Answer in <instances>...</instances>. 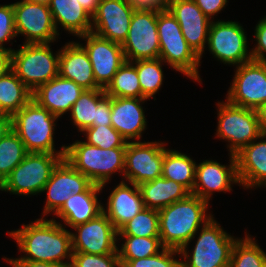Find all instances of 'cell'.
<instances>
[{
    "label": "cell",
    "instance_id": "40",
    "mask_svg": "<svg viewBox=\"0 0 266 267\" xmlns=\"http://www.w3.org/2000/svg\"><path fill=\"white\" fill-rule=\"evenodd\" d=\"M119 260L118 254L95 255L73 252L70 267H115Z\"/></svg>",
    "mask_w": 266,
    "mask_h": 267
},
{
    "label": "cell",
    "instance_id": "14",
    "mask_svg": "<svg viewBox=\"0 0 266 267\" xmlns=\"http://www.w3.org/2000/svg\"><path fill=\"white\" fill-rule=\"evenodd\" d=\"M122 49L126 61L159 58L157 12L134 11Z\"/></svg>",
    "mask_w": 266,
    "mask_h": 267
},
{
    "label": "cell",
    "instance_id": "18",
    "mask_svg": "<svg viewBox=\"0 0 266 267\" xmlns=\"http://www.w3.org/2000/svg\"><path fill=\"white\" fill-rule=\"evenodd\" d=\"M230 164H220L217 160H204L196 165L194 195L210 203L214 192H231L233 185L241 186L235 155H229Z\"/></svg>",
    "mask_w": 266,
    "mask_h": 267
},
{
    "label": "cell",
    "instance_id": "9",
    "mask_svg": "<svg viewBox=\"0 0 266 267\" xmlns=\"http://www.w3.org/2000/svg\"><path fill=\"white\" fill-rule=\"evenodd\" d=\"M216 138L228 142L229 154H237L261 134L257 111L218 101Z\"/></svg>",
    "mask_w": 266,
    "mask_h": 267
},
{
    "label": "cell",
    "instance_id": "34",
    "mask_svg": "<svg viewBox=\"0 0 266 267\" xmlns=\"http://www.w3.org/2000/svg\"><path fill=\"white\" fill-rule=\"evenodd\" d=\"M118 242L123 241L121 247L118 245V257L120 260H134L147 258L159 253L164 247L160 237H135L130 235H118ZM120 248V249H119Z\"/></svg>",
    "mask_w": 266,
    "mask_h": 267
},
{
    "label": "cell",
    "instance_id": "2",
    "mask_svg": "<svg viewBox=\"0 0 266 267\" xmlns=\"http://www.w3.org/2000/svg\"><path fill=\"white\" fill-rule=\"evenodd\" d=\"M209 203L197 195L189 194L159 210L160 241L164 248L189 249L195 233L213 214L208 212Z\"/></svg>",
    "mask_w": 266,
    "mask_h": 267
},
{
    "label": "cell",
    "instance_id": "26",
    "mask_svg": "<svg viewBox=\"0 0 266 267\" xmlns=\"http://www.w3.org/2000/svg\"><path fill=\"white\" fill-rule=\"evenodd\" d=\"M102 192L101 185L93 183L85 192L72 194L54 216L65 228L86 223L103 212V202L98 199Z\"/></svg>",
    "mask_w": 266,
    "mask_h": 267
},
{
    "label": "cell",
    "instance_id": "17",
    "mask_svg": "<svg viewBox=\"0 0 266 267\" xmlns=\"http://www.w3.org/2000/svg\"><path fill=\"white\" fill-rule=\"evenodd\" d=\"M78 39L88 53L97 85L106 89L120 66L126 61L122 45L102 38L93 32L81 35Z\"/></svg>",
    "mask_w": 266,
    "mask_h": 267
},
{
    "label": "cell",
    "instance_id": "10",
    "mask_svg": "<svg viewBox=\"0 0 266 267\" xmlns=\"http://www.w3.org/2000/svg\"><path fill=\"white\" fill-rule=\"evenodd\" d=\"M246 33L239 22L214 20L209 28L207 50L220 63L237 67L252 60Z\"/></svg>",
    "mask_w": 266,
    "mask_h": 267
},
{
    "label": "cell",
    "instance_id": "51",
    "mask_svg": "<svg viewBox=\"0 0 266 267\" xmlns=\"http://www.w3.org/2000/svg\"><path fill=\"white\" fill-rule=\"evenodd\" d=\"M29 2H35V3H41V4H46L48 5L50 3L51 0H26Z\"/></svg>",
    "mask_w": 266,
    "mask_h": 267
},
{
    "label": "cell",
    "instance_id": "45",
    "mask_svg": "<svg viewBox=\"0 0 266 267\" xmlns=\"http://www.w3.org/2000/svg\"><path fill=\"white\" fill-rule=\"evenodd\" d=\"M111 97L105 96L97 105L96 121L92 126H111Z\"/></svg>",
    "mask_w": 266,
    "mask_h": 267
},
{
    "label": "cell",
    "instance_id": "13",
    "mask_svg": "<svg viewBox=\"0 0 266 267\" xmlns=\"http://www.w3.org/2000/svg\"><path fill=\"white\" fill-rule=\"evenodd\" d=\"M17 36L25 44L54 43L59 38L49 5L21 0L13 3Z\"/></svg>",
    "mask_w": 266,
    "mask_h": 267
},
{
    "label": "cell",
    "instance_id": "23",
    "mask_svg": "<svg viewBox=\"0 0 266 267\" xmlns=\"http://www.w3.org/2000/svg\"><path fill=\"white\" fill-rule=\"evenodd\" d=\"M235 158L242 188H266V134L243 147Z\"/></svg>",
    "mask_w": 266,
    "mask_h": 267
},
{
    "label": "cell",
    "instance_id": "22",
    "mask_svg": "<svg viewBox=\"0 0 266 267\" xmlns=\"http://www.w3.org/2000/svg\"><path fill=\"white\" fill-rule=\"evenodd\" d=\"M83 91L84 89L74 81L58 75L38 86L32 92V99L39 106L61 118L67 112L70 113L72 105Z\"/></svg>",
    "mask_w": 266,
    "mask_h": 267
},
{
    "label": "cell",
    "instance_id": "3",
    "mask_svg": "<svg viewBox=\"0 0 266 267\" xmlns=\"http://www.w3.org/2000/svg\"><path fill=\"white\" fill-rule=\"evenodd\" d=\"M60 119L31 99L12 116V129L24 143L27 152L65 154L66 146L55 149V126Z\"/></svg>",
    "mask_w": 266,
    "mask_h": 267
},
{
    "label": "cell",
    "instance_id": "49",
    "mask_svg": "<svg viewBox=\"0 0 266 267\" xmlns=\"http://www.w3.org/2000/svg\"><path fill=\"white\" fill-rule=\"evenodd\" d=\"M78 1L91 17L95 14L97 6L100 3V0H78Z\"/></svg>",
    "mask_w": 266,
    "mask_h": 267
},
{
    "label": "cell",
    "instance_id": "20",
    "mask_svg": "<svg viewBox=\"0 0 266 267\" xmlns=\"http://www.w3.org/2000/svg\"><path fill=\"white\" fill-rule=\"evenodd\" d=\"M168 10L179 23L188 45L200 57L201 64L212 21L201 11L194 0H170Z\"/></svg>",
    "mask_w": 266,
    "mask_h": 267
},
{
    "label": "cell",
    "instance_id": "29",
    "mask_svg": "<svg viewBox=\"0 0 266 267\" xmlns=\"http://www.w3.org/2000/svg\"><path fill=\"white\" fill-rule=\"evenodd\" d=\"M32 99V91L10 70L0 77V113L13 116Z\"/></svg>",
    "mask_w": 266,
    "mask_h": 267
},
{
    "label": "cell",
    "instance_id": "30",
    "mask_svg": "<svg viewBox=\"0 0 266 267\" xmlns=\"http://www.w3.org/2000/svg\"><path fill=\"white\" fill-rule=\"evenodd\" d=\"M196 165V161L187 154L168 148L164 153L162 176L182 184L192 192Z\"/></svg>",
    "mask_w": 266,
    "mask_h": 267
},
{
    "label": "cell",
    "instance_id": "42",
    "mask_svg": "<svg viewBox=\"0 0 266 267\" xmlns=\"http://www.w3.org/2000/svg\"><path fill=\"white\" fill-rule=\"evenodd\" d=\"M256 45L251 49L252 60L266 62V16L254 28Z\"/></svg>",
    "mask_w": 266,
    "mask_h": 267
},
{
    "label": "cell",
    "instance_id": "33",
    "mask_svg": "<svg viewBox=\"0 0 266 267\" xmlns=\"http://www.w3.org/2000/svg\"><path fill=\"white\" fill-rule=\"evenodd\" d=\"M229 267H266V252L247 231L235 242Z\"/></svg>",
    "mask_w": 266,
    "mask_h": 267
},
{
    "label": "cell",
    "instance_id": "8",
    "mask_svg": "<svg viewBox=\"0 0 266 267\" xmlns=\"http://www.w3.org/2000/svg\"><path fill=\"white\" fill-rule=\"evenodd\" d=\"M64 156L65 154L28 152L0 185V191L28 197L39 195Z\"/></svg>",
    "mask_w": 266,
    "mask_h": 267
},
{
    "label": "cell",
    "instance_id": "35",
    "mask_svg": "<svg viewBox=\"0 0 266 267\" xmlns=\"http://www.w3.org/2000/svg\"><path fill=\"white\" fill-rule=\"evenodd\" d=\"M27 153L24 143L13 129L0 140V185Z\"/></svg>",
    "mask_w": 266,
    "mask_h": 267
},
{
    "label": "cell",
    "instance_id": "7",
    "mask_svg": "<svg viewBox=\"0 0 266 267\" xmlns=\"http://www.w3.org/2000/svg\"><path fill=\"white\" fill-rule=\"evenodd\" d=\"M51 45L23 43L12 50L11 70L32 92L59 75L60 49L53 53Z\"/></svg>",
    "mask_w": 266,
    "mask_h": 267
},
{
    "label": "cell",
    "instance_id": "28",
    "mask_svg": "<svg viewBox=\"0 0 266 267\" xmlns=\"http://www.w3.org/2000/svg\"><path fill=\"white\" fill-rule=\"evenodd\" d=\"M138 187L144 207L158 211L191 194L182 184L165 179L163 176L141 183Z\"/></svg>",
    "mask_w": 266,
    "mask_h": 267
},
{
    "label": "cell",
    "instance_id": "31",
    "mask_svg": "<svg viewBox=\"0 0 266 267\" xmlns=\"http://www.w3.org/2000/svg\"><path fill=\"white\" fill-rule=\"evenodd\" d=\"M106 96L104 89L84 90L72 105L71 120L73 126L81 133L96 121L97 105Z\"/></svg>",
    "mask_w": 266,
    "mask_h": 267
},
{
    "label": "cell",
    "instance_id": "16",
    "mask_svg": "<svg viewBox=\"0 0 266 267\" xmlns=\"http://www.w3.org/2000/svg\"><path fill=\"white\" fill-rule=\"evenodd\" d=\"M93 182L76 170L65 158L54 168L42 194L46 193V202L41 218L53 215L63 206L72 194L85 192Z\"/></svg>",
    "mask_w": 266,
    "mask_h": 267
},
{
    "label": "cell",
    "instance_id": "52",
    "mask_svg": "<svg viewBox=\"0 0 266 267\" xmlns=\"http://www.w3.org/2000/svg\"><path fill=\"white\" fill-rule=\"evenodd\" d=\"M115 267H129L127 263H124L122 261H118Z\"/></svg>",
    "mask_w": 266,
    "mask_h": 267
},
{
    "label": "cell",
    "instance_id": "47",
    "mask_svg": "<svg viewBox=\"0 0 266 267\" xmlns=\"http://www.w3.org/2000/svg\"><path fill=\"white\" fill-rule=\"evenodd\" d=\"M12 66V51L0 48V77L7 74Z\"/></svg>",
    "mask_w": 266,
    "mask_h": 267
},
{
    "label": "cell",
    "instance_id": "36",
    "mask_svg": "<svg viewBox=\"0 0 266 267\" xmlns=\"http://www.w3.org/2000/svg\"><path fill=\"white\" fill-rule=\"evenodd\" d=\"M160 59H147L134 61L137 69L139 83L142 91V98H154L163 85L164 73L163 64Z\"/></svg>",
    "mask_w": 266,
    "mask_h": 267
},
{
    "label": "cell",
    "instance_id": "48",
    "mask_svg": "<svg viewBox=\"0 0 266 267\" xmlns=\"http://www.w3.org/2000/svg\"><path fill=\"white\" fill-rule=\"evenodd\" d=\"M12 130V116L0 113V140Z\"/></svg>",
    "mask_w": 266,
    "mask_h": 267
},
{
    "label": "cell",
    "instance_id": "5",
    "mask_svg": "<svg viewBox=\"0 0 266 267\" xmlns=\"http://www.w3.org/2000/svg\"><path fill=\"white\" fill-rule=\"evenodd\" d=\"M157 30L159 36V58L176 72L202 84L199 67L200 57L188 45L180 25L167 10L157 13Z\"/></svg>",
    "mask_w": 266,
    "mask_h": 267
},
{
    "label": "cell",
    "instance_id": "37",
    "mask_svg": "<svg viewBox=\"0 0 266 267\" xmlns=\"http://www.w3.org/2000/svg\"><path fill=\"white\" fill-rule=\"evenodd\" d=\"M118 235L160 237L159 211L145 207L118 230Z\"/></svg>",
    "mask_w": 266,
    "mask_h": 267
},
{
    "label": "cell",
    "instance_id": "46",
    "mask_svg": "<svg viewBox=\"0 0 266 267\" xmlns=\"http://www.w3.org/2000/svg\"><path fill=\"white\" fill-rule=\"evenodd\" d=\"M4 261L9 263L11 267H68L58 264H52L47 262H38V261H9V257L2 258Z\"/></svg>",
    "mask_w": 266,
    "mask_h": 267
},
{
    "label": "cell",
    "instance_id": "19",
    "mask_svg": "<svg viewBox=\"0 0 266 267\" xmlns=\"http://www.w3.org/2000/svg\"><path fill=\"white\" fill-rule=\"evenodd\" d=\"M134 13L127 0H100L92 16V30L96 35L123 44Z\"/></svg>",
    "mask_w": 266,
    "mask_h": 267
},
{
    "label": "cell",
    "instance_id": "4",
    "mask_svg": "<svg viewBox=\"0 0 266 267\" xmlns=\"http://www.w3.org/2000/svg\"><path fill=\"white\" fill-rule=\"evenodd\" d=\"M126 147L103 149L76 140L66 146L64 158L101 189L111 182L113 174L124 172ZM110 181V182H109Z\"/></svg>",
    "mask_w": 266,
    "mask_h": 267
},
{
    "label": "cell",
    "instance_id": "39",
    "mask_svg": "<svg viewBox=\"0 0 266 267\" xmlns=\"http://www.w3.org/2000/svg\"><path fill=\"white\" fill-rule=\"evenodd\" d=\"M180 252L177 249L163 248L159 253L147 258L120 260L129 267H181ZM176 257V258H175Z\"/></svg>",
    "mask_w": 266,
    "mask_h": 267
},
{
    "label": "cell",
    "instance_id": "44",
    "mask_svg": "<svg viewBox=\"0 0 266 267\" xmlns=\"http://www.w3.org/2000/svg\"><path fill=\"white\" fill-rule=\"evenodd\" d=\"M201 11L211 20L226 8L228 0H194Z\"/></svg>",
    "mask_w": 266,
    "mask_h": 267
},
{
    "label": "cell",
    "instance_id": "15",
    "mask_svg": "<svg viewBox=\"0 0 266 267\" xmlns=\"http://www.w3.org/2000/svg\"><path fill=\"white\" fill-rule=\"evenodd\" d=\"M71 241L73 252L95 255L118 254V231L102 212L86 223L72 227Z\"/></svg>",
    "mask_w": 266,
    "mask_h": 267
},
{
    "label": "cell",
    "instance_id": "50",
    "mask_svg": "<svg viewBox=\"0 0 266 267\" xmlns=\"http://www.w3.org/2000/svg\"><path fill=\"white\" fill-rule=\"evenodd\" d=\"M260 128L263 134H266V103L261 105L257 110Z\"/></svg>",
    "mask_w": 266,
    "mask_h": 267
},
{
    "label": "cell",
    "instance_id": "38",
    "mask_svg": "<svg viewBox=\"0 0 266 267\" xmlns=\"http://www.w3.org/2000/svg\"><path fill=\"white\" fill-rule=\"evenodd\" d=\"M81 133L85 135L86 140H83L84 142L103 149L126 147L128 143L112 125L91 126Z\"/></svg>",
    "mask_w": 266,
    "mask_h": 267
},
{
    "label": "cell",
    "instance_id": "24",
    "mask_svg": "<svg viewBox=\"0 0 266 267\" xmlns=\"http://www.w3.org/2000/svg\"><path fill=\"white\" fill-rule=\"evenodd\" d=\"M103 204V213L109 218L118 231L125 223L143 210L144 203L138 185L122 181L114 186Z\"/></svg>",
    "mask_w": 266,
    "mask_h": 267
},
{
    "label": "cell",
    "instance_id": "21",
    "mask_svg": "<svg viewBox=\"0 0 266 267\" xmlns=\"http://www.w3.org/2000/svg\"><path fill=\"white\" fill-rule=\"evenodd\" d=\"M146 98L111 97V125L127 142L141 141L147 128Z\"/></svg>",
    "mask_w": 266,
    "mask_h": 267
},
{
    "label": "cell",
    "instance_id": "1",
    "mask_svg": "<svg viewBox=\"0 0 266 267\" xmlns=\"http://www.w3.org/2000/svg\"><path fill=\"white\" fill-rule=\"evenodd\" d=\"M61 223L54 216L49 220L37 218L22 224L21 228L7 231L17 243L18 252L23 253L9 261H38L70 267L73 254L71 231Z\"/></svg>",
    "mask_w": 266,
    "mask_h": 267
},
{
    "label": "cell",
    "instance_id": "6",
    "mask_svg": "<svg viewBox=\"0 0 266 267\" xmlns=\"http://www.w3.org/2000/svg\"><path fill=\"white\" fill-rule=\"evenodd\" d=\"M214 218L195 233L198 237L191 251L179 250L181 267H229L232 249L239 237L227 233Z\"/></svg>",
    "mask_w": 266,
    "mask_h": 267
},
{
    "label": "cell",
    "instance_id": "11",
    "mask_svg": "<svg viewBox=\"0 0 266 267\" xmlns=\"http://www.w3.org/2000/svg\"><path fill=\"white\" fill-rule=\"evenodd\" d=\"M166 142H128L122 181L139 185L162 176ZM124 179V180H123Z\"/></svg>",
    "mask_w": 266,
    "mask_h": 267
},
{
    "label": "cell",
    "instance_id": "41",
    "mask_svg": "<svg viewBox=\"0 0 266 267\" xmlns=\"http://www.w3.org/2000/svg\"><path fill=\"white\" fill-rule=\"evenodd\" d=\"M17 37L14 20L13 3L0 5V48L10 49L5 47L6 42L12 43L13 39ZM11 41V42H10Z\"/></svg>",
    "mask_w": 266,
    "mask_h": 267
},
{
    "label": "cell",
    "instance_id": "12",
    "mask_svg": "<svg viewBox=\"0 0 266 267\" xmlns=\"http://www.w3.org/2000/svg\"><path fill=\"white\" fill-rule=\"evenodd\" d=\"M235 69L226 100L232 105L257 110L266 103V62L250 60Z\"/></svg>",
    "mask_w": 266,
    "mask_h": 267
},
{
    "label": "cell",
    "instance_id": "32",
    "mask_svg": "<svg viewBox=\"0 0 266 267\" xmlns=\"http://www.w3.org/2000/svg\"><path fill=\"white\" fill-rule=\"evenodd\" d=\"M109 97L142 98L141 86L134 62L125 61L105 89Z\"/></svg>",
    "mask_w": 266,
    "mask_h": 267
},
{
    "label": "cell",
    "instance_id": "43",
    "mask_svg": "<svg viewBox=\"0 0 266 267\" xmlns=\"http://www.w3.org/2000/svg\"><path fill=\"white\" fill-rule=\"evenodd\" d=\"M134 11L161 12L168 9L170 0H127Z\"/></svg>",
    "mask_w": 266,
    "mask_h": 267
},
{
    "label": "cell",
    "instance_id": "25",
    "mask_svg": "<svg viewBox=\"0 0 266 267\" xmlns=\"http://www.w3.org/2000/svg\"><path fill=\"white\" fill-rule=\"evenodd\" d=\"M81 41H69L60 48L59 76L70 79L84 90L101 89L94 77L88 53Z\"/></svg>",
    "mask_w": 266,
    "mask_h": 267
},
{
    "label": "cell",
    "instance_id": "27",
    "mask_svg": "<svg viewBox=\"0 0 266 267\" xmlns=\"http://www.w3.org/2000/svg\"><path fill=\"white\" fill-rule=\"evenodd\" d=\"M48 5L58 33L59 26L76 37L91 32L92 17L78 0H51Z\"/></svg>",
    "mask_w": 266,
    "mask_h": 267
}]
</instances>
